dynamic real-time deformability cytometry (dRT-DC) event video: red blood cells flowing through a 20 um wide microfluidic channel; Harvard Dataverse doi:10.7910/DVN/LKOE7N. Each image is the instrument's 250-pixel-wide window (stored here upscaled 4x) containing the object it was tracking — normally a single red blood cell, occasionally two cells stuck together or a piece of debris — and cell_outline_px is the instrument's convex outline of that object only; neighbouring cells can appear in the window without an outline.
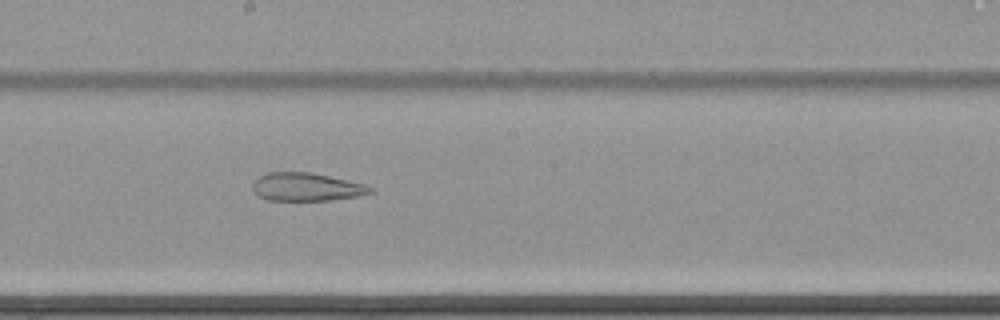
{"species": "common noctule bat (a hibernating species)", "species_latin": "Nyctalus noctula", "temperature_condition": "cold", "stored_images_in_passage": 59, "camera_frame_rate_fps": 3000, "um_per_image_px": 0.085, "animal": {"sex": "female", "body_mass_g": 22.7, "forearm_length_mm": 54.2}, "frame": {"image": 1, "passage_image": 34, "time_ms": 11.0, "image_size_px": [1000, 320], "cell_outline_px": [[376, 192], [356, 196], [328, 200], [268, 200], [256, 196], [252, 188], [252, 184], [260, 176], [268, 172], [308, 172], [328, 176], [364, 184], [376, 188]], "centroid_in_image_um": [26.04, 15.89], "position_along_channel_um": 222.2, "area_um2": 19.25}}
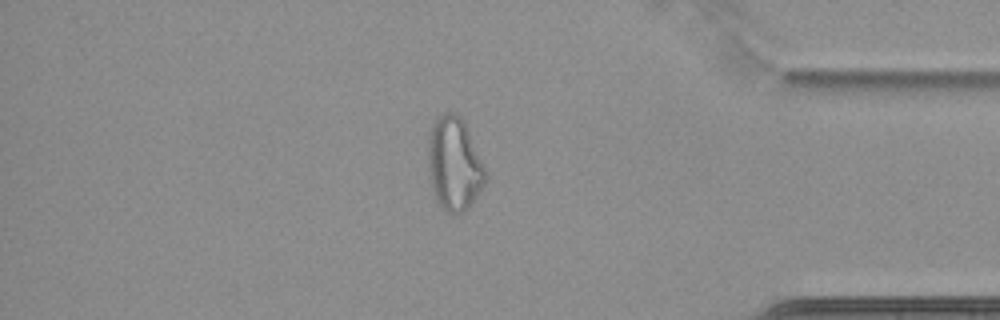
{"frame": {"image": 2, "passage_image": 51, "time_ms": 16.667, "image_size_px": [1000, 320], "cell_outline_px": [[488, 176], [484, 184], [476, 196], [464, 212], [448, 212], [436, 200], [432, 188], [428, 164], [428, 132], [436, 116], [444, 112], [456, 112], [460, 116], [484, 164]], "centroid_in_image_um": [38.59, 13.89], "position_along_channel_um": 396.6, "area_um2": 30.98}}